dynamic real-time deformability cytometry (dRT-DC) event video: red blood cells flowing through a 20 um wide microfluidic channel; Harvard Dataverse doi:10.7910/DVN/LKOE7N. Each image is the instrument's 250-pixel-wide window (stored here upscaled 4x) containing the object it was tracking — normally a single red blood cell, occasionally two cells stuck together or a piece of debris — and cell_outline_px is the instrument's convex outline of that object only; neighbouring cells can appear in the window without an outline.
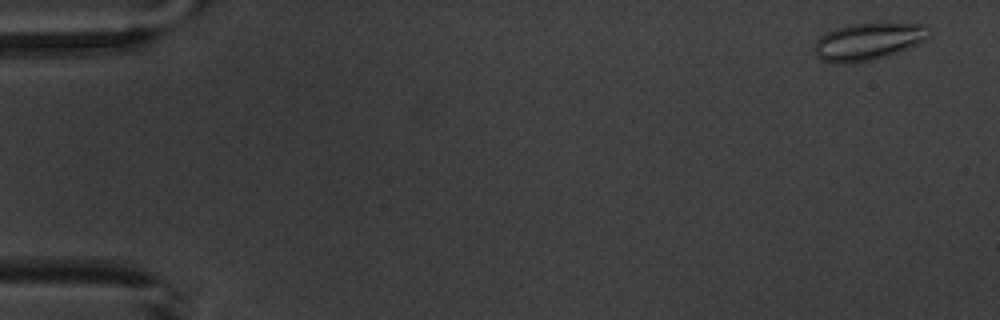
{"species": "common noctule bat (a hibernating species)", "species_latin": "Nyctalus noctula", "temperature_condition": "warm", "stored_images_in_passage": 5, "camera_frame_rate_fps": 3000, "um_per_image_px": 0.085, "animal": {"sex": "male", "body_mass_g": 20.1, "forearm_length_mm": 53.5}, "frame": {"image": 1, "passage_image": 1, "time_ms": 0.0, "image_size_px": [1000, 320], "cell_outline_px": [[932, 32], [924, 40], [908, 48], [872, 60], [844, 64], [820, 60], [812, 52], [812, 44], [824, 32], [836, 28], [852, 24], [924, 24]], "centroid_in_image_um": [73.7, 3.54], "position_along_channel_um": 11.3, "area_um2": 24.74}}
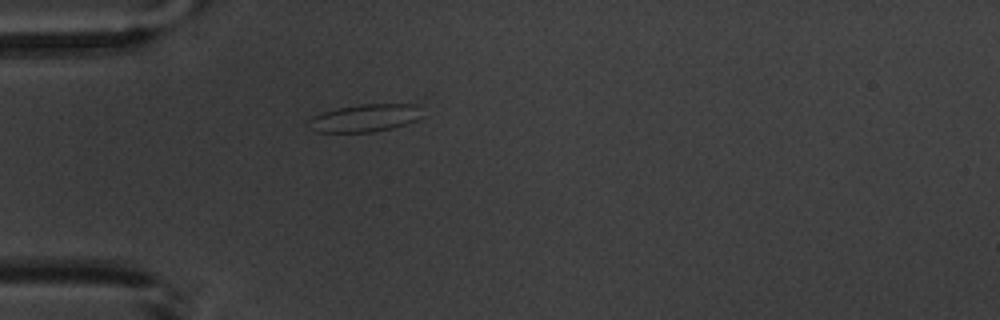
{"frame": {"image": 2, "passage_image": 5, "time_ms": 4.667, "image_size_px": [1000, 320], "cell_outline_px": [[416, 120], [396, 128], [372, 132], [316, 132], [304, 124], [304, 120], [324, 112], [340, 108], [360, 104], [416, 104]], "centroid_in_image_um": [30.88, 10.05], "position_along_channel_um": 54.1, "area_um2": 18.09}}